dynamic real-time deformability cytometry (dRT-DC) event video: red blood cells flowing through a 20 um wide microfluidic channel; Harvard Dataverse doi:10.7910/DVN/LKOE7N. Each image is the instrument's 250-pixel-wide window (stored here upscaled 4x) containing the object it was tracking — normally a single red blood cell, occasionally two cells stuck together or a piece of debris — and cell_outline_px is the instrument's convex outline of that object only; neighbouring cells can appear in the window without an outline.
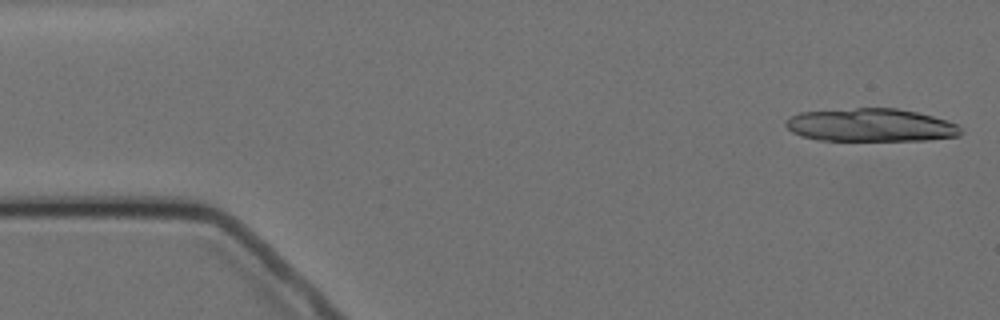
{"species": "Egyptian fruit bat (a non-hibernating species)", "species_latin": "Rousettus aegyptiacus", "temperature_condition": "cold", "stored_images_in_passage": 7, "camera_frame_rate_fps": 3000, "um_per_image_px": 0.085, "animal": {"sex": "female"}, "frame": {"image": 1, "passage_image": 1, "time_ms": 0.0, "image_size_px": [1000, 320], "cell_outline_px": [[964, 132], [960, 136], [928, 140], [816, 140], [800, 136], [792, 132], [784, 124], [784, 120], [800, 112], [856, 108], [896, 108], [916, 112], [932, 116], [956, 124]], "centroid_in_image_um": [73.99, 10.64], "position_along_channel_um": 11.0, "area_um2": 33.76}}
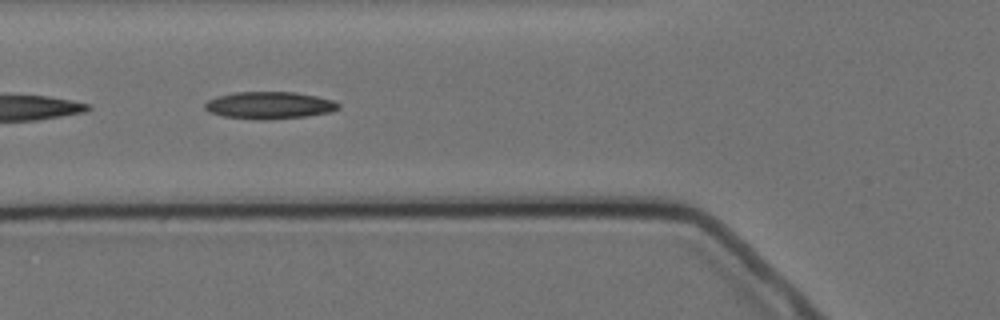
{"frame": {"image": 2, "passage_image": 6, "time_ms": 6.0, "image_size_px": [1000, 320], "cell_outline_px": [[340, 108], [332, 112], [304, 116], [260, 120], [224, 116], [208, 112], [204, 108], [204, 104], [208, 100], [216, 96], [236, 92], [296, 92], [316, 96], [332, 100], [340, 104]], "centroid_in_image_um": [22.88, 8.94], "position_along_channel_um": 102.9, "area_um2": 21.1}}